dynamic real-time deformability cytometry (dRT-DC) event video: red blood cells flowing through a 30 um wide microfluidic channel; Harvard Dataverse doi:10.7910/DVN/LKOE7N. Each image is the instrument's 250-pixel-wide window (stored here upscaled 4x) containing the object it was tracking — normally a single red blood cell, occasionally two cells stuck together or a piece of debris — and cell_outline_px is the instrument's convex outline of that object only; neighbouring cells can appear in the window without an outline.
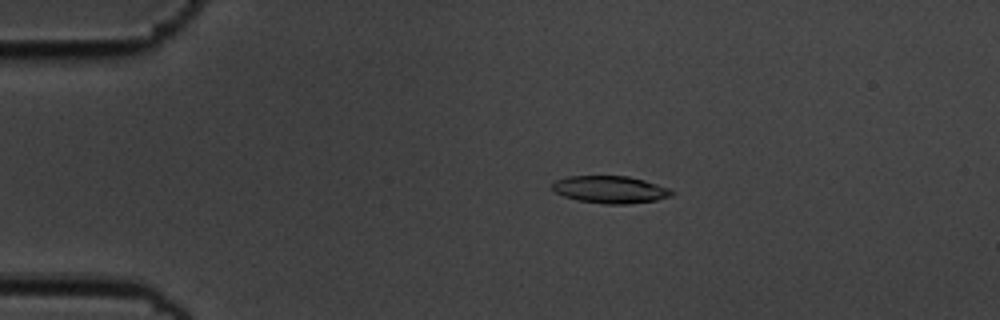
{"species": "common noctule bat (a hibernating species)", "species_latin": "Nyctalus noctula", "temperature_condition": "cold", "stored_images_in_passage": 56, "camera_frame_rate_fps": 3000, "um_per_image_px": 0.085, "animal": {"sex": "male", "body_mass_g": 19.5, "forearm_length_mm": 54.6}, "frame": {"image": 1, "passage_image": 12, "time_ms": 3.667, "image_size_px": [1000, 320], "cell_outline_px": [[676, 192], [672, 196], [656, 200], [628, 204], [604, 204], [576, 200], [564, 196], [556, 192], [552, 188], [552, 184], [556, 180], [568, 176], [628, 176], [644, 180], [668, 188]], "centroid_in_image_um": [51.88, 16.11], "position_along_channel_um": 33.1, "area_um2": 19.02}}
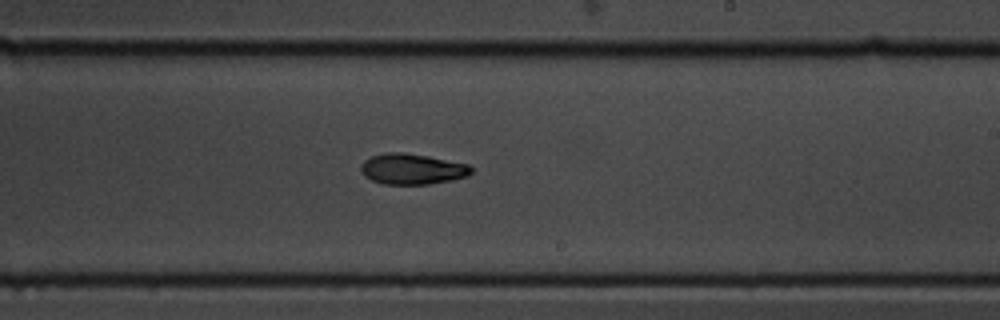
{"frame": {"image": 2, "passage_image": 34, "time_ms": 11.0, "image_size_px": [1000, 320], "cell_outline_px": [[472, 172], [468, 176], [428, 184], [384, 184], [372, 180], [364, 176], [360, 168], [364, 160], [372, 156], [388, 152], [404, 152], [428, 156], [468, 164], [472, 168]], "centroid_in_image_um": [35.02, 14.36], "position_along_channel_um": 254.0, "area_um2": 19.59}}
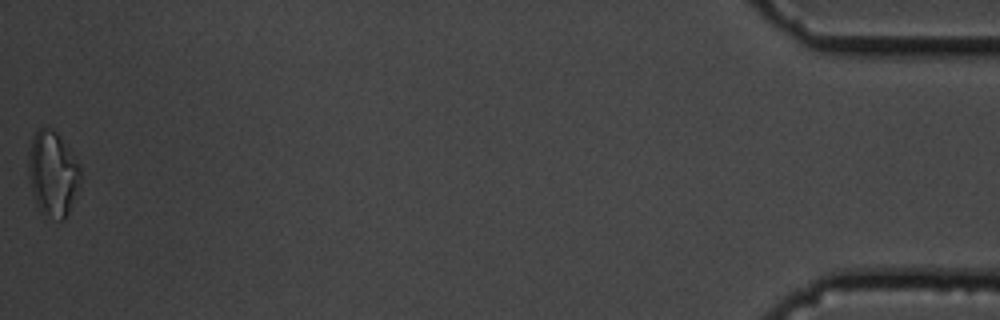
{"frame": {"image": 3, "passage_image": 56, "time_ms": 18.333, "image_size_px": [1000, 320], "cell_outline_px": [[80, 184], [68, 212], [64, 220], [60, 220], [40, 212], [36, 204], [32, 192], [28, 176], [28, 152], [36, 128], [52, 128], [56, 132], [80, 164]], "centroid_in_image_um": [4.47, 14.75], "position_along_channel_um": 430.7, "area_um2": 25.72}, "authors_computed_cell_mechanics": {"area_um2": 19.5364, "velocity_mm_per_s": 3.6612, "shape_relaxation_time_tau1_ms": 5.0209, "shape_relaxation_time_tau2_ms": 10.4707, "deformation_change_tau1": 0.1747, "deformation_change_tau2": 0.2033}}